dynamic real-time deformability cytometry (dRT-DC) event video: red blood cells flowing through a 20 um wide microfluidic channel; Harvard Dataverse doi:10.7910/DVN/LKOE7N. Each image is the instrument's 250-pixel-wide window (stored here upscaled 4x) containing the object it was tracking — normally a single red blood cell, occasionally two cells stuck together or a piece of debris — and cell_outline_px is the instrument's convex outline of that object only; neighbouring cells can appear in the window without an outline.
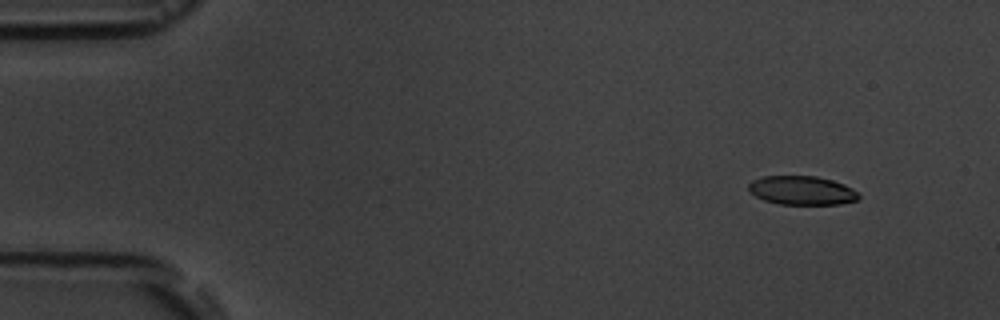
{"species": "common noctule bat (a hibernating species)", "species_latin": "Nyctalus noctula", "temperature_condition": "room temperature", "stored_images_in_passage": 8, "camera_frame_rate_fps": 3000, "um_per_image_px": 0.085, "animal": {"sex": "male", "body_mass_g": 19.5, "forearm_length_mm": 54.6}, "frame": {"image": 1, "passage_image": 2, "time_ms": 1.333, "image_size_px": [1000, 320], "cell_outline_px": [[860, 200], [840, 204], [780, 204], [764, 200], [756, 196], [748, 188], [748, 184], [752, 180], [764, 176], [816, 176], [832, 180], [844, 184], [852, 188], [860, 196]], "centroid_in_image_um": [68.18, 16.18], "position_along_channel_um": 16.8, "area_um2": 18.5}}
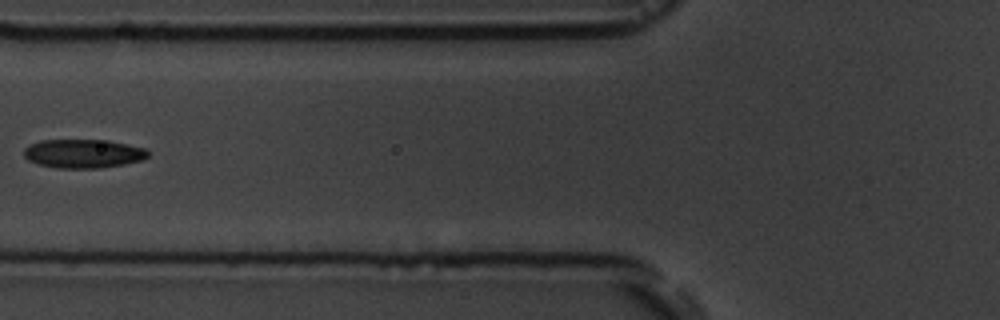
{"frame": {"image": 2, "passage_image": 7, "time_ms": 7.0, "image_size_px": [1000, 320], "cell_outline_px": [[148, 156], [144, 160], [124, 164], [100, 168], [56, 168], [36, 164], [28, 160], [24, 156], [24, 148], [40, 140], [108, 140], [144, 148], [148, 152]], "centroid_in_image_um": [7.06, 13.06], "position_along_channel_um": 118.7, "area_um2": 20.87}}
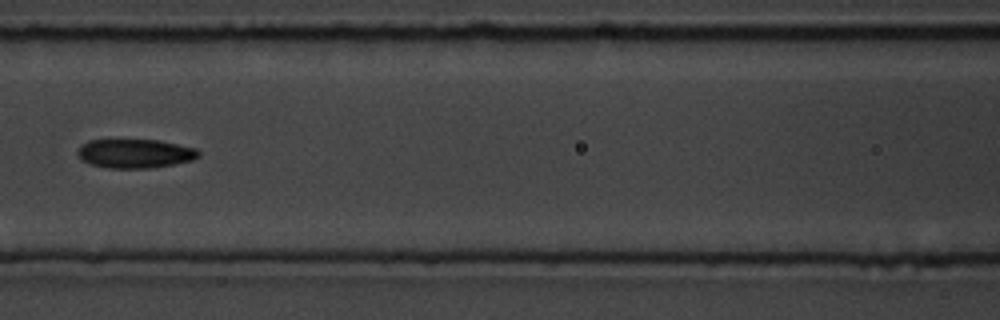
{"frame": {"image": 3, "passage_image": 8, "time_ms": 8.0, "image_size_px": [1000, 320], "cell_outline_px": [[200, 156], [192, 160], [176, 164], [152, 168], [108, 168], [92, 164], [80, 160], [76, 152], [80, 144], [88, 140], [160, 140], [196, 148], [200, 152]], "centroid_in_image_um": [11.47, 13.05], "position_along_channel_um": 155.1, "area_um2": 20.69}}